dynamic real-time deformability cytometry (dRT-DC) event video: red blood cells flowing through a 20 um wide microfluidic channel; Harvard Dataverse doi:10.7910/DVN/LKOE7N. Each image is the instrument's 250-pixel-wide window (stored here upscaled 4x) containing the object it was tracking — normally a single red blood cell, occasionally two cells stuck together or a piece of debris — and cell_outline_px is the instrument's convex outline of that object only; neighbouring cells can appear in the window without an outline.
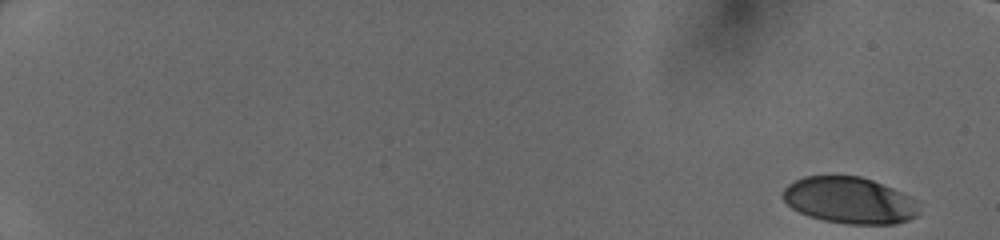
{"species": "human", "species_latin": "Homo sapiens", "temperature_condition": "cold", "stored_images_in_passage": 10, "camera_frame_rate_fps": 3000, "um_per_image_px": 0.085, "donor": {"sex": "female"}, "frame": {"image": 1, "passage_image": 1, "time_ms": 0.0, "image_size_px": [1000, 240], "cell_outline_px": [[916, 216], [908, 220], [896, 224], [848, 224], [824, 220], [808, 216], [792, 208], [784, 200], [784, 188], [788, 184], [804, 176], [860, 176], [872, 180], [892, 188], [908, 196], [912, 200], [916, 208]], "centroid_in_image_um": [72.16, 17.03], "position_along_channel_um": 12.8, "area_um2": 36.3}}